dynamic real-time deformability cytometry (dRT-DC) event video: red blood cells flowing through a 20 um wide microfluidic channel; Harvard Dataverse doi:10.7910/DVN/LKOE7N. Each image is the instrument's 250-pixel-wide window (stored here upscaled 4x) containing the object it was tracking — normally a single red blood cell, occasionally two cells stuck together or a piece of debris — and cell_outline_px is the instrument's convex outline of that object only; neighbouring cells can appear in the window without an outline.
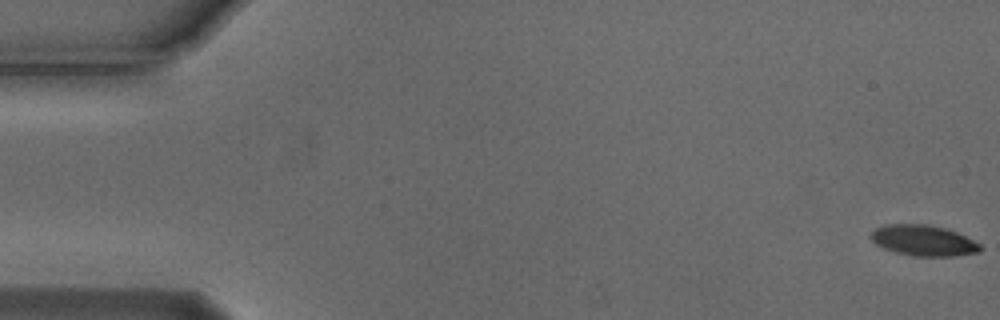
{"species": "Egyptian fruit bat (a non-hibernating species)", "species_latin": "Rousettus aegyptiacus", "temperature_condition": "cold", "stored_images_in_passage": 53, "camera_frame_rate_fps": 3000, "um_per_image_px": 0.085, "animal": {"sex": "male"}, "frame": {"image": 1, "passage_image": 1, "time_ms": 0.0, "image_size_px": [1000, 320], "cell_outline_px": [[980, 252], [956, 256], [912, 256], [896, 252], [884, 248], [876, 244], [868, 236], [876, 228], [884, 224], [928, 224], [944, 228], [956, 232], [980, 244]], "centroid_in_image_um": [78.46, 20.44], "position_along_channel_um": 6.5, "area_um2": 19.54}}
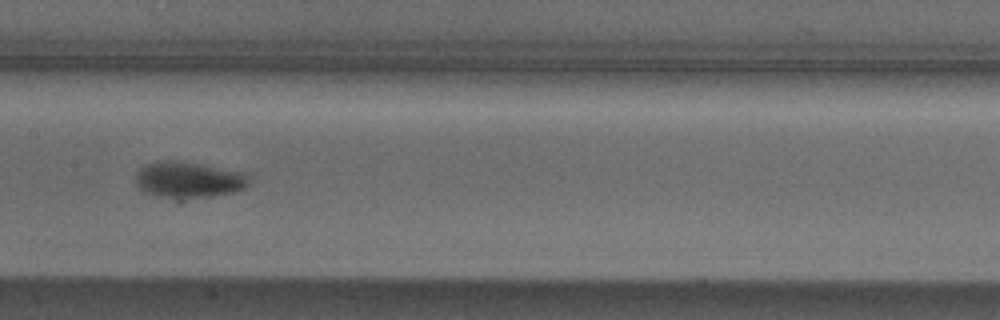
{"frame": {"image": 2, "passage_image": 28, "time_ms": 9.0, "image_size_px": [1000, 320], "cell_outline_px": [[248, 184], [244, 188], [232, 192], [180, 204], [144, 192], [136, 184], [136, 172], [140, 168], [156, 160], [172, 160], [248, 172]], "centroid_in_image_um": [16.0, 15.36], "position_along_channel_um": 191.4, "area_um2": 25.09}}
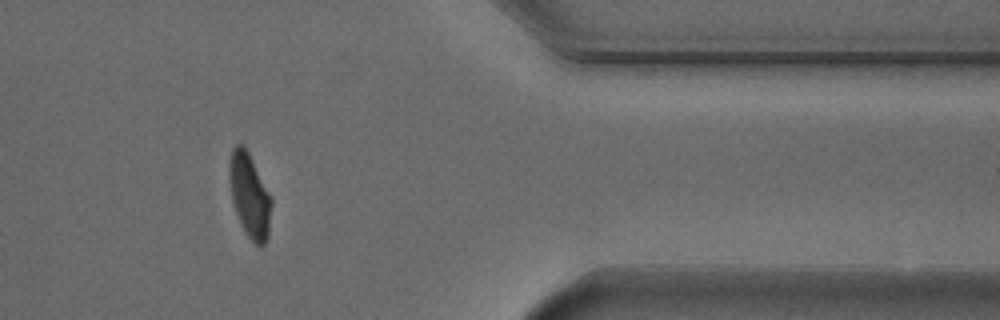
{"frame": {"image": 3, "passage_image": 46, "time_ms": 15.0, "image_size_px": [1000, 320], "cell_outline_px": [[272, 204], [268, 236], [264, 244], [260, 248], [244, 232], [236, 212], [232, 200], [228, 168], [228, 164], [232, 148], [236, 144], [244, 144], [272, 196]], "centroid_in_image_um": [21.22, 16.59], "position_along_channel_um": 390.2, "area_um2": 20.81}}